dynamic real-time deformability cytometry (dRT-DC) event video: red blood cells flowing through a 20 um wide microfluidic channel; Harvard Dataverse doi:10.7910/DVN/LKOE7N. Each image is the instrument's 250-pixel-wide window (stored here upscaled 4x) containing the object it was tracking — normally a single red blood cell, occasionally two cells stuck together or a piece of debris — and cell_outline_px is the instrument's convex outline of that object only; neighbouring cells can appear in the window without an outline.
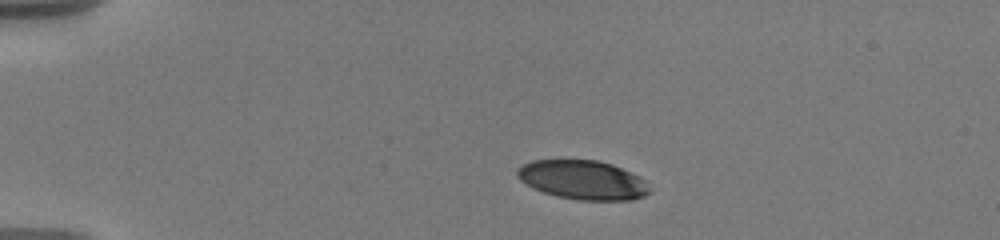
{"species": "human", "species_latin": "Homo sapiens", "temperature_condition": "warm", "stored_images_in_passage": 10, "camera_frame_rate_fps": 3000, "um_per_image_px": 0.085, "donor": {"sex": "male"}, "frame": {"image": 1, "passage_image": 1, "time_ms": 0.0, "image_size_px": [1000, 240], "cell_outline_px": [[652, 192], [644, 196], [632, 200], [576, 200], [556, 196], [532, 188], [520, 180], [516, 176], [516, 168], [532, 160], [596, 160], [612, 164], [640, 176], [644, 180]], "centroid_in_image_um": [49.53, 15.3], "position_along_channel_um": 35.5, "area_um2": 30.35}}